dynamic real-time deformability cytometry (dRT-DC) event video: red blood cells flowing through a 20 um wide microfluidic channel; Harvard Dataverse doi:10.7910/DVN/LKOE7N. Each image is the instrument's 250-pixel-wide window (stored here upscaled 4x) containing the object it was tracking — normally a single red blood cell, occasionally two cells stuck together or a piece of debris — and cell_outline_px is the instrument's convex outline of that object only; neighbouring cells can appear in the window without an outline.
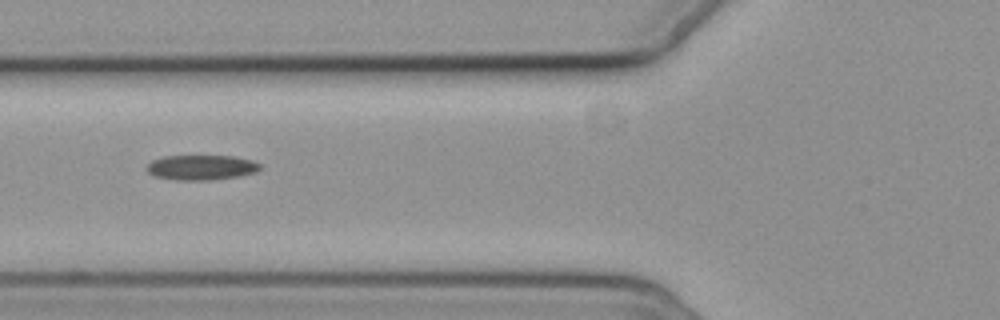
{"species": "common noctule bat (a hibernating species)", "species_latin": "Nyctalus noctula", "temperature_condition": "cold", "stored_images_in_passage": 12, "segment_of_instrument_passage": [1, 2], "camera_frame_rate_fps": 3000, "um_per_image_px": 0.085, "animal": {"sex": "female", "body_mass_g": 19.3, "forearm_length_mm": 54.1}, "frame": {"image": 1, "passage_image": 3, "time_ms": 3.667, "image_size_px": [1000, 320], "cell_outline_px": [[260, 168], [256, 172], [240, 176], [212, 180], [176, 180], [152, 176], [148, 172], [148, 164], [152, 160], [164, 156], [232, 156], [252, 160], [260, 164]], "centroid_in_image_um": [17.11, 14.24], "position_along_channel_um": 108.7, "area_um2": 16.53}}
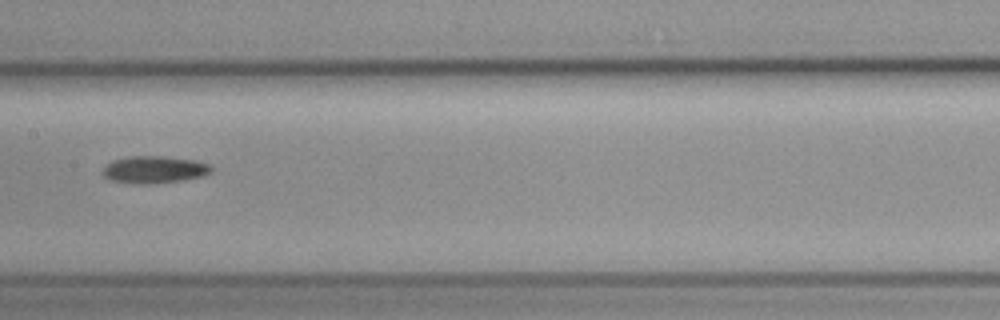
{"frame": {"image": 2, "passage_image": 5, "time_ms": 6.0, "image_size_px": [1000, 320], "cell_outline_px": [[212, 172], [200, 176], [184, 180], [148, 184], [136, 184], [112, 180], [104, 176], [100, 172], [112, 160], [128, 156], [164, 156], [196, 160], [208, 164], [212, 168]], "centroid_in_image_um": [13.1, 14.41], "position_along_channel_um": 194.3, "area_um2": 17.22}}
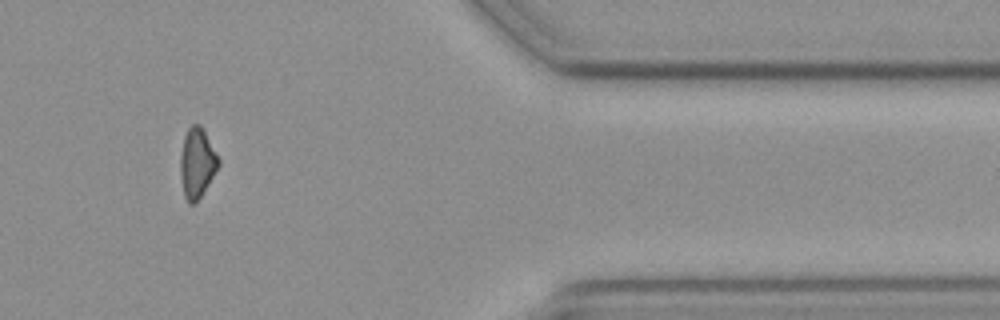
{"frame": {"image": 3, "passage_image": 10, "time_ms": 12.333, "image_size_px": [1000, 320], "cell_outline_px": [[220, 164], [196, 204], [188, 204], [184, 196], [180, 176], [180, 156], [184, 136], [188, 128], [192, 124], [200, 124], [204, 128], [220, 160]], "centroid_in_image_um": [16.74, 13.85], "position_along_channel_um": 394.7, "area_um2": 15.72}}